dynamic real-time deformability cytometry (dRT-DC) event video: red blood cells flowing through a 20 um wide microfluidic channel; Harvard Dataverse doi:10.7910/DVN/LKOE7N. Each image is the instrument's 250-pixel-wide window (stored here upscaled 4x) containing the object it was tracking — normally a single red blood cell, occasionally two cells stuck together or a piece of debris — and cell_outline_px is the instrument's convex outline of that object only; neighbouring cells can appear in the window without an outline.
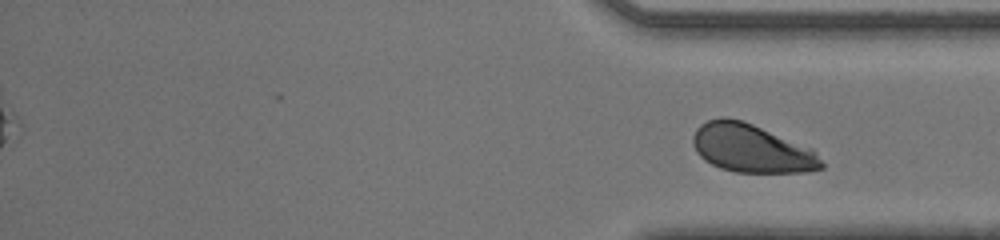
{"species": "human", "species_latin": "Homo sapiens", "temperature_condition": "room temperature", "stored_images_in_passage": 54, "segment_of_instrument_passage": [2, 2], "camera_frame_rate_fps": 3000, "um_per_image_px": 0.085, "donor": {"sex": "male"}, "frame": {"image": 1, "passage_image": 54, "time_ms": 17.667, "image_size_px": [1000, 240], "cell_outline_px": [[824, 168], [804, 172], [736, 172], [720, 168], [704, 160], [696, 152], [692, 144], [692, 136], [696, 128], [700, 124], [708, 120], [720, 116], [724, 116], [744, 120], [812, 148], [824, 164]], "centroid_in_image_um": [63.84, 12.59], "position_along_channel_um": 371.4, "area_um2": 36.47}}